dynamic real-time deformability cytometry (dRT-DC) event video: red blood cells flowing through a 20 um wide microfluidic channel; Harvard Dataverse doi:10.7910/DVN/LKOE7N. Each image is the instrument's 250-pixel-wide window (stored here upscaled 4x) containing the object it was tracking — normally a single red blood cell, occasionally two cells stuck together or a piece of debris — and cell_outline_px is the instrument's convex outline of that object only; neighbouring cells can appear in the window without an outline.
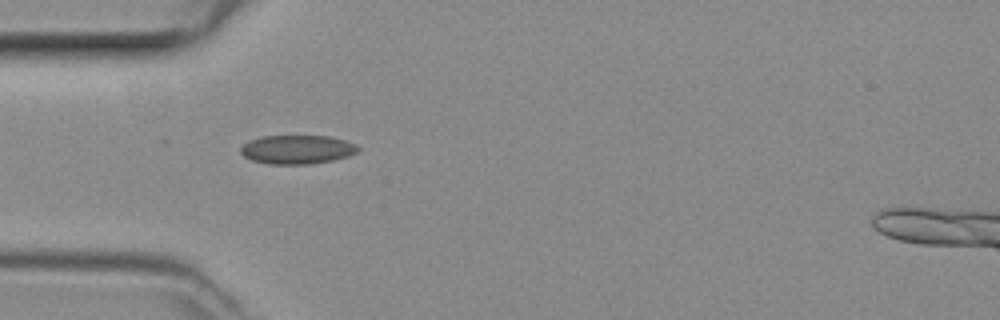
{"species": "common noctule bat (a hibernating species)", "species_latin": "Nyctalus noctula", "temperature_condition": "room temperature", "stored_images_in_passage": 35, "camera_frame_rate_fps": 3000, "um_per_image_px": 0.085, "animal": {"sex": "female", "body_mass_g": 29.2, "forearm_length_mm": 56.3}, "frame": {"image": 1, "passage_image": 1, "time_ms": 0.0, "image_size_px": [1000, 320], "cell_outline_px": [[360, 148], [356, 152], [348, 156], [332, 160], [308, 164], [268, 164], [252, 160], [244, 156], [240, 152], [240, 148], [248, 140], [260, 136], [328, 136], [344, 140], [356, 144]], "centroid_in_image_um": [25.23, 12.7], "position_along_channel_um": 59.8, "area_um2": 19.71}}
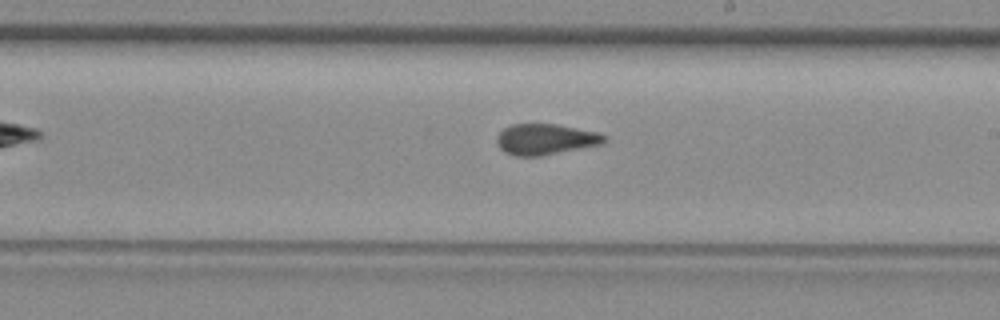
{"frame": {"image": 2, "passage_image": 14, "time_ms": 4.333, "image_size_px": [1000, 320], "cell_outline_px": [[608, 140], [600, 144], [540, 156], [516, 156], [504, 152], [500, 148], [496, 140], [496, 136], [504, 128], [512, 124], [556, 124], [596, 132], [608, 136]], "centroid_in_image_um": [46.35, 11.84], "position_along_channel_um": 242.7, "area_um2": 19.19}}
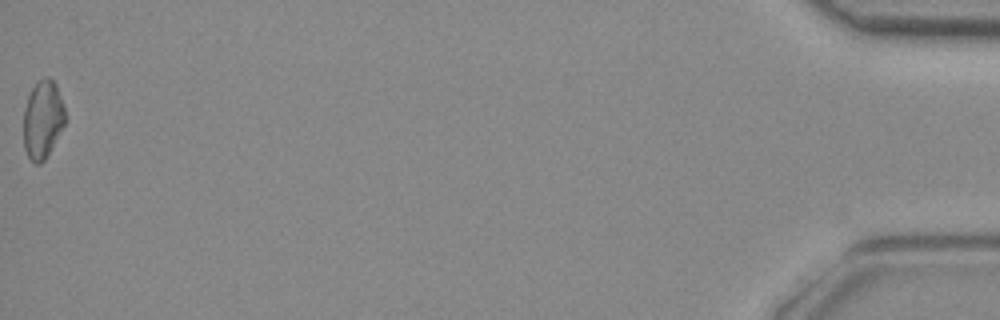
{"frame": {"image": 3, "passage_image": 35, "time_ms": 11.333, "image_size_px": [1000, 320], "cell_outline_px": [[64, 124], [44, 160], [40, 164], [36, 164], [28, 156], [24, 148], [24, 108], [28, 92], [44, 76], [48, 76], [56, 84], [64, 108]], "centroid_in_image_um": [3.6, 10.12], "position_along_channel_um": 431.6, "area_um2": 18.61}}